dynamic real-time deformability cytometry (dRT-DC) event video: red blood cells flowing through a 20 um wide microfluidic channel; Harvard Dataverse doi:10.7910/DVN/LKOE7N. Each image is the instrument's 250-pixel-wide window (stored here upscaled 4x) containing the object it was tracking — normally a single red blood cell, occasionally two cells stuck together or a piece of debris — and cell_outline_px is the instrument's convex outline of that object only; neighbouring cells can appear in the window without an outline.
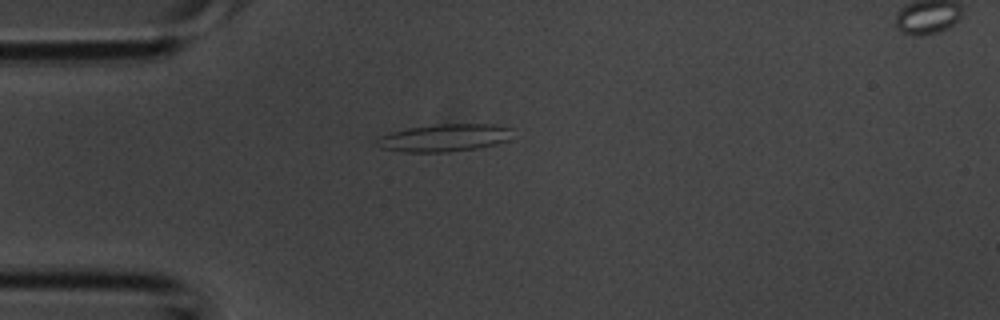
{"species": "common noctule bat (a hibernating species)", "species_latin": "Nyctalus noctula", "temperature_condition": "room temperature", "stored_images_in_passage": 2, "segment_of_instrument_passage": [1, 2], "camera_frame_rate_fps": 3000, "um_per_image_px": 0.085, "animal": {"sex": "male", "body_mass_g": 20.1, "forearm_length_mm": 53.5}, "frame": {"image": 1, "passage_image": 1, "time_ms": 0.0, "image_size_px": [1000, 320], "cell_outline_px": [[512, 128], [508, 140], [496, 144], [476, 148], [448, 152], [404, 152], [380, 148], [376, 140], [380, 136], [392, 132], [408, 128], [440, 124], [492, 124]], "centroid_in_image_um": [37.76, 11.72], "position_along_channel_um": 47.2, "area_um2": 21.56}}